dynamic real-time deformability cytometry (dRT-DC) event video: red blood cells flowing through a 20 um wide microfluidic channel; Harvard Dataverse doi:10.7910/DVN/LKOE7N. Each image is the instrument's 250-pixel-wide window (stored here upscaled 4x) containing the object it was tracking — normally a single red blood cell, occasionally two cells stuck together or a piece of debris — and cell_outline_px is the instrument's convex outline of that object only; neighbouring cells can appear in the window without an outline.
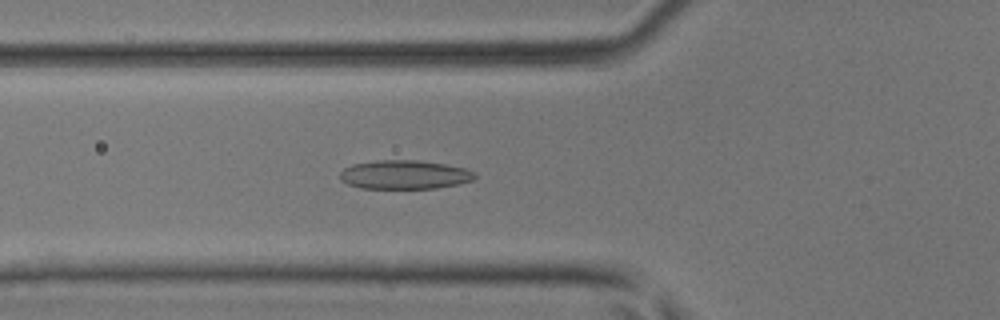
{"species": "common noctule bat (a hibernating species)", "species_latin": "Nyctalus noctula", "temperature_condition": "room temperature", "stored_images_in_passage": 48, "camera_frame_rate_fps": 3000, "um_per_image_px": 0.085, "animal": {"sex": "male", "body_mass_g": 17.9, "forearm_length_mm": 54.2}, "frame": {"image": 1, "passage_image": 18, "time_ms": 5.667, "image_size_px": [1000, 320], "cell_outline_px": [[476, 176], [472, 180], [456, 184], [436, 188], [360, 188], [348, 184], [340, 180], [340, 172], [344, 168], [352, 164], [376, 160], [420, 160], [448, 164], [464, 168], [476, 172]], "centroid_in_image_um": [34.37, 14.83], "position_along_channel_um": 91.4, "area_um2": 22.77}}
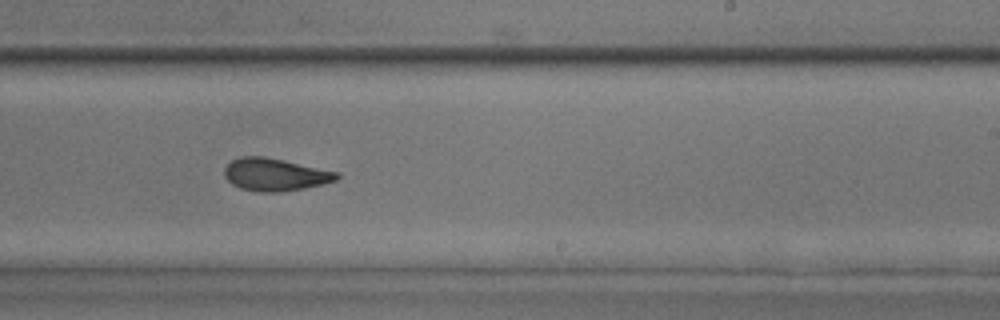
{"frame": {"image": 2, "passage_image": 30, "time_ms": 9.667, "image_size_px": [1000, 320], "cell_outline_px": [[340, 176], [336, 180], [324, 184], [304, 188], [280, 192], [260, 192], [240, 188], [232, 184], [224, 176], [224, 168], [232, 160], [240, 156], [264, 156], [284, 160], [340, 172]], "centroid_in_image_um": [23.39, 14.83], "position_along_channel_um": 265.6, "area_um2": 21.44}}
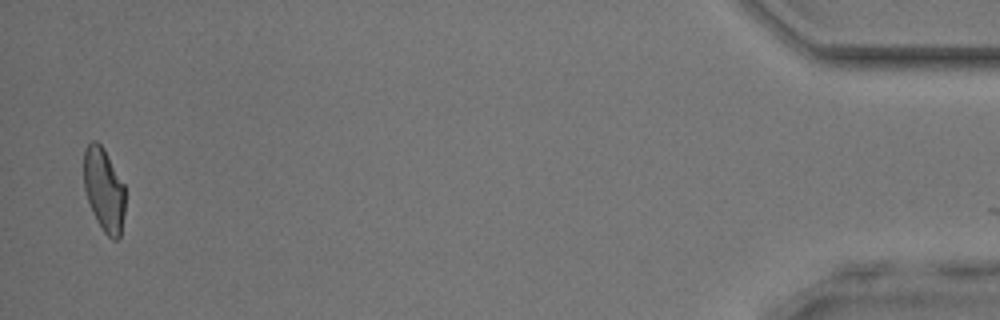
{"frame": {"image": 3, "passage_image": 47, "time_ms": 15.333, "image_size_px": [1000, 320], "cell_outline_px": [[124, 216], [120, 240], [112, 240], [104, 232], [96, 220], [92, 212], [84, 188], [84, 148], [92, 140], [96, 140], [104, 148], [124, 184]], "centroid_in_image_um": [8.84, 16.15], "position_along_channel_um": 426.4, "area_um2": 20.29}}